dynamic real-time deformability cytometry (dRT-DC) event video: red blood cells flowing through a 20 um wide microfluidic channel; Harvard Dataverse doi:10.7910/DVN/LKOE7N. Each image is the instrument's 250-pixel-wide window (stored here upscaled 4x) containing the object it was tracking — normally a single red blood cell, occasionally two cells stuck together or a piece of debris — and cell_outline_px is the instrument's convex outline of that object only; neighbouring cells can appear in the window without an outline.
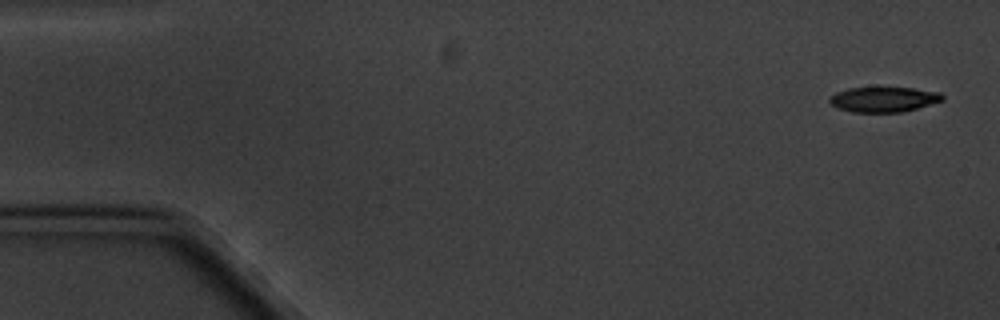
{"species": "common noctule bat (a hibernating species)", "species_latin": "Nyctalus noctula", "temperature_condition": "cold", "stored_images_in_passage": 5, "camera_frame_rate_fps": 3000, "um_per_image_px": 0.085, "animal": {"sex": "male", "body_mass_g": 20.1, "forearm_length_mm": 53.5}, "frame": {"image": 1, "passage_image": 1, "time_ms": 0.0, "image_size_px": [1000, 320], "cell_outline_px": [[944, 100], [916, 108], [900, 112], [852, 112], [840, 108], [832, 104], [828, 100], [828, 96], [836, 92], [848, 88], [912, 88], [940, 92], [944, 96]], "centroid_in_image_um": [75.1, 8.44], "position_along_channel_um": 9.9, "area_um2": 16.36}}
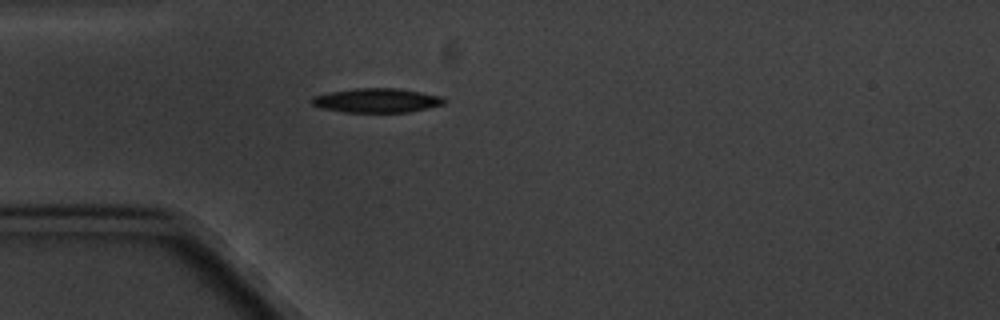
{"frame": {"image": 2, "passage_image": 5, "time_ms": 4.667, "image_size_px": [1000, 320], "cell_outline_px": [[444, 104], [428, 108], [408, 112], [344, 112], [320, 108], [312, 104], [308, 100], [312, 96], [328, 92], [356, 88], [396, 88], [420, 92], [440, 96], [444, 100]], "centroid_in_image_um": [31.94, 8.54], "position_along_channel_um": 53.1, "area_um2": 18.73}}